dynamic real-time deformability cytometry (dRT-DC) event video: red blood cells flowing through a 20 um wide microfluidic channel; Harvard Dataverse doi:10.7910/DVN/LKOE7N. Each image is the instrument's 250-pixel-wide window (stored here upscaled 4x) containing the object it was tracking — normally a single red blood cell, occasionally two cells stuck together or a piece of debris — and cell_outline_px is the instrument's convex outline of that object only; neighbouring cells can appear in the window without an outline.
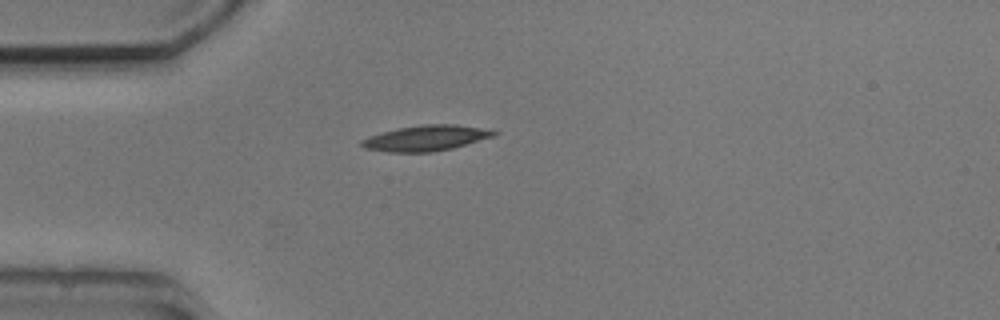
{"species": "common noctule bat (a hibernating species)", "species_latin": "Nyctalus noctula", "temperature_condition": "cold", "stored_images_in_passage": 1, "camera_frame_rate_fps": 3000, "um_per_image_px": 0.085, "animal": {"sex": "male", "body_mass_g": 20.5, "forearm_length_mm": 52.5}, "frame": {"image": 1, "passage_image": 1, "time_ms": 0.0, "image_size_px": [1000, 320], "cell_outline_px": [[500, 132], [496, 136], [452, 148], [432, 152], [388, 152], [364, 148], [360, 144], [360, 140], [368, 136], [400, 128], [424, 124], [456, 124]], "centroid_in_image_um": [36.2, 11.74], "position_along_channel_um": 48.8, "area_um2": 19.54}}